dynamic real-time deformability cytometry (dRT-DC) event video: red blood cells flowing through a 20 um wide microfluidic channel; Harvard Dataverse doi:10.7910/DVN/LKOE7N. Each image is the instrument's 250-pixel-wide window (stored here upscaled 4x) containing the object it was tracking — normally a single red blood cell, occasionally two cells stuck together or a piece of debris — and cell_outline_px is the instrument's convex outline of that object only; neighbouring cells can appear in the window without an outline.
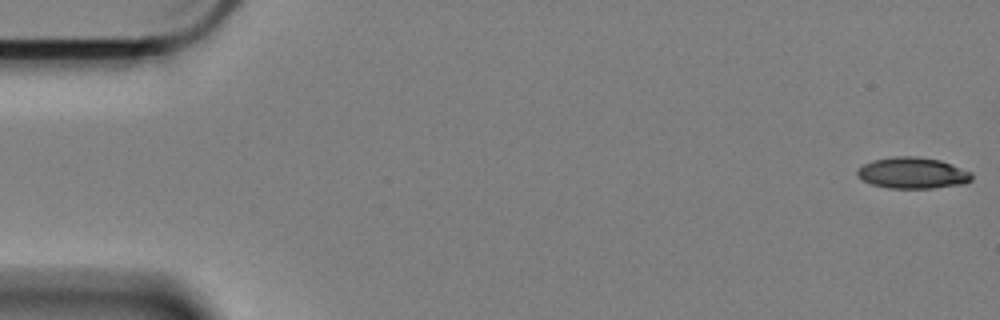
{"species": "Egyptian fruit bat (a non-hibernating species)", "species_latin": "Rousettus aegyptiacus", "temperature_condition": "cold", "stored_images_in_passage": 9, "camera_frame_rate_fps": 3000, "um_per_image_px": 0.085, "animal": {"sex": "female"}, "frame": {"image": 1, "passage_image": 1, "time_ms": 0.0, "image_size_px": [1000, 320], "cell_outline_px": [[972, 180], [964, 184], [932, 188], [888, 188], [872, 184], [864, 180], [856, 172], [864, 164], [872, 160], [896, 156], [916, 156], [940, 160], [972, 172]], "centroid_in_image_um": [77.61, 14.7], "position_along_channel_um": 7.4, "area_um2": 20.69}}